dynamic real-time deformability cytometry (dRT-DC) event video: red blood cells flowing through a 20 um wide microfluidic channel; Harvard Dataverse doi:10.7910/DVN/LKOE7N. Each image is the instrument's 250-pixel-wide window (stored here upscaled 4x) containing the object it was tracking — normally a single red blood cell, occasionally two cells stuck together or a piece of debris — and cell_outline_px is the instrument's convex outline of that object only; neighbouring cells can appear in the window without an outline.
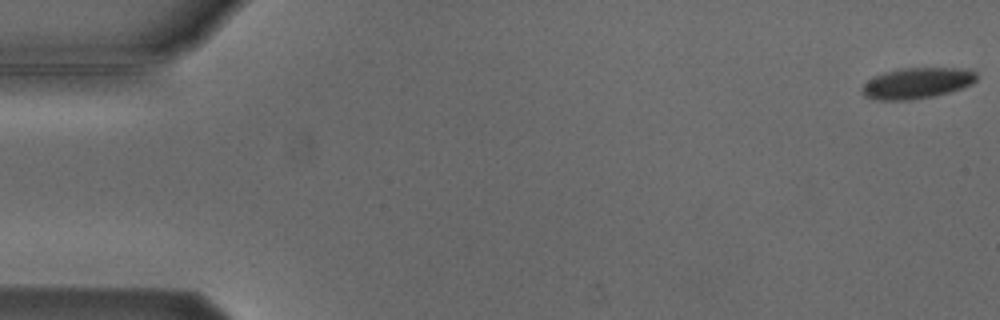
{"species": "Egyptian fruit bat (a non-hibernating species)", "species_latin": "Rousettus aegyptiacus", "temperature_condition": "cold", "stored_images_in_passage": 6, "camera_frame_rate_fps": 3000, "um_per_image_px": 0.085, "animal": {"sex": "male"}, "frame": {"image": 1, "passage_image": 1, "time_ms": 0.0, "image_size_px": [1000, 320], "cell_outline_px": [[976, 80], [972, 84], [948, 92], [932, 96], [908, 100], [880, 100], [864, 96], [860, 92], [860, 88], [872, 76], [884, 72], [900, 68], [968, 68], [976, 72]], "centroid_in_image_um": [77.9, 7.05], "position_along_channel_um": 7.1, "area_um2": 20.69}}